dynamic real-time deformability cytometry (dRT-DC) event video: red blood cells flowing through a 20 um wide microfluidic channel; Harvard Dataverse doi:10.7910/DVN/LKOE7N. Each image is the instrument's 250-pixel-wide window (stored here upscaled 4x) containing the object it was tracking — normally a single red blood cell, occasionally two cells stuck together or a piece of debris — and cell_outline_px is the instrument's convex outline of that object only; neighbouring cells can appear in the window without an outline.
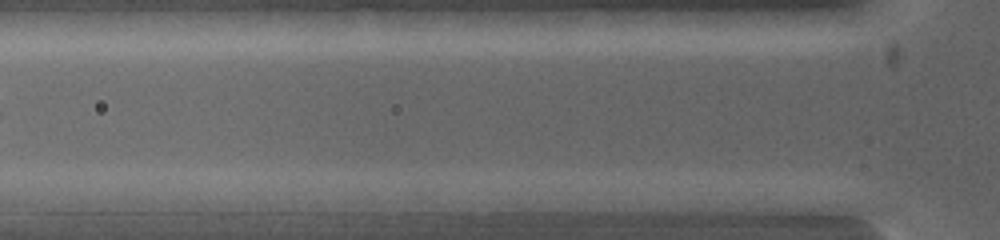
{"species": "common noctule bat (a hibernating species)", "species_latin": "Nyctalus noctula", "temperature_condition": "warm", "stored_images_in_passage": 6, "camera_frame_rate_fps": 5000, "um_per_image_px": 0.085, "animal": {"sex": "female", "body_mass_g": 19.0, "forearm_length_mm": 53.3}, "frame": {"image": 1, "passage_image": 6, "time_ms": 3.2, "image_size_px": [1000, 240], "cell_outline_px": [[788, 200], [784, 216], [772, 216], [668, 200], [672, 192], [764, 192]], "centroid_in_image_um": [62.56, 17.13], "position_along_channel_um": 63.2, "area_um2": 13.76}}